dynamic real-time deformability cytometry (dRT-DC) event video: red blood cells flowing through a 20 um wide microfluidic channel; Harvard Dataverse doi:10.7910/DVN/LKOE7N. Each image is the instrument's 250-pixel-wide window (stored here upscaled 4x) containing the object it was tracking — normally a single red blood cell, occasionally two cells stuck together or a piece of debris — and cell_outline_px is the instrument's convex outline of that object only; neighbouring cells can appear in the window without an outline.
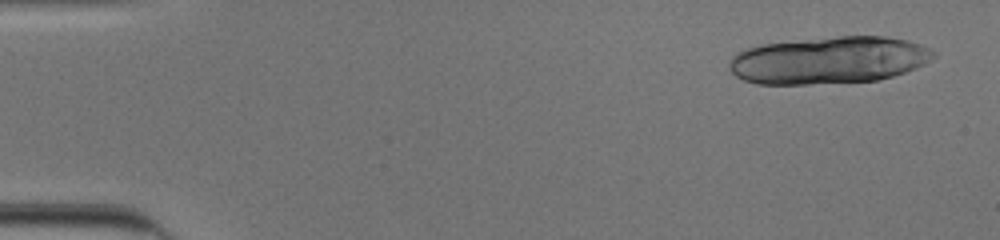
{"species": "human", "species_latin": "Homo sapiens", "temperature_condition": "cold", "stored_images_in_passage": 19, "segment_of_instrument_passage": [1, 2], "camera_frame_rate_fps": 3000, "um_per_image_px": 0.085, "donor": {"sex": "male"}, "frame": {"image": 1, "passage_image": 4, "time_ms": 1.0, "image_size_px": [1000, 240], "cell_outline_px": [[896, 72], [888, 76], [872, 80], [792, 84], [768, 84], [748, 80], [740, 76], [736, 72], [736, 60], [740, 56], [756, 48], [776, 44], [856, 36], [872, 36], [896, 40]], "centroid_in_image_um": [69.73, 5.2], "position_along_channel_um": 15.3, "area_um2": 45.55}}